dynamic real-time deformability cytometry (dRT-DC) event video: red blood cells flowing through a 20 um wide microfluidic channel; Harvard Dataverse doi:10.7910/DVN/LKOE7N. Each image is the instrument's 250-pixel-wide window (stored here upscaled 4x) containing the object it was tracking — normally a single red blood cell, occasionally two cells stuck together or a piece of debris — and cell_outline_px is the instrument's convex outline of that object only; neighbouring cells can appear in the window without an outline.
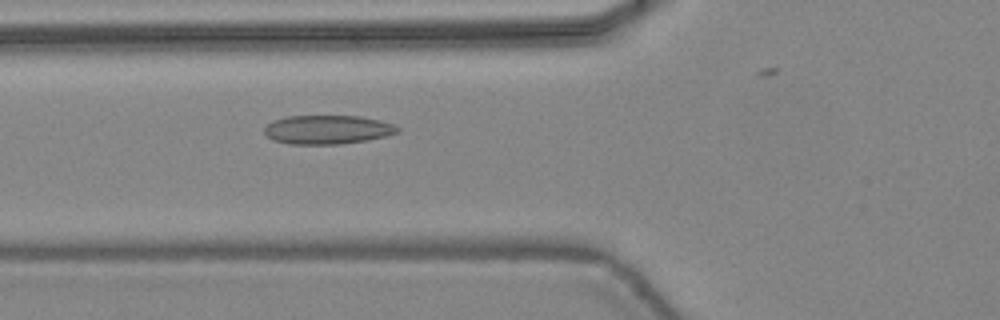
{"species": "common noctule bat (a hibernating species)", "species_latin": "Nyctalus noctula", "temperature_condition": "warm", "stored_images_in_passage": 34, "camera_frame_rate_fps": 3000, "um_per_image_px": 0.085, "animal": {"sex": "female", "body_mass_g": 24.6, "forearm_length_mm": 56.2}, "frame": {"image": 1, "passage_image": 13, "time_ms": 4.0, "image_size_px": [1000, 320], "cell_outline_px": [[400, 132], [368, 140], [340, 144], [288, 144], [272, 140], [264, 132], [264, 128], [272, 120], [288, 116], [360, 116], [380, 120], [392, 124], [400, 128]], "centroid_in_image_um": [27.83, 11.02], "position_along_channel_um": 98.0, "area_um2": 22.48}}
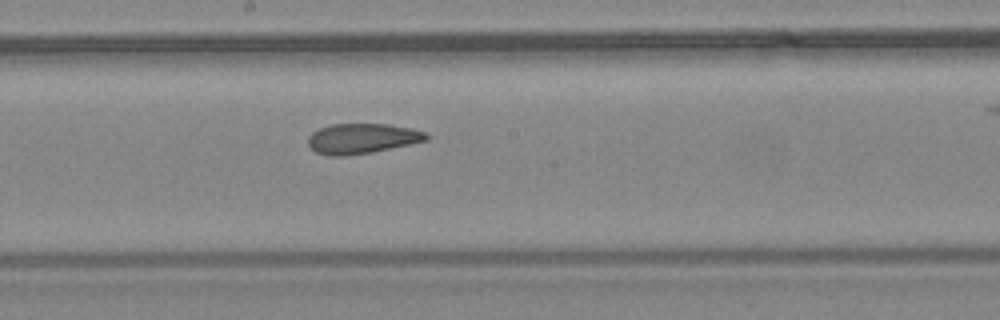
{"frame": {"image": 2, "passage_image": 21, "time_ms": 6.667, "image_size_px": [1000, 320], "cell_outline_px": [[428, 140], [372, 152], [344, 156], [328, 156], [316, 152], [308, 144], [308, 136], [312, 132], [320, 128], [332, 124], [388, 124], [412, 128], [428, 132]], "centroid_in_image_um": [30.78, 11.77], "position_along_channel_um": 217.4, "area_um2": 20.81}}
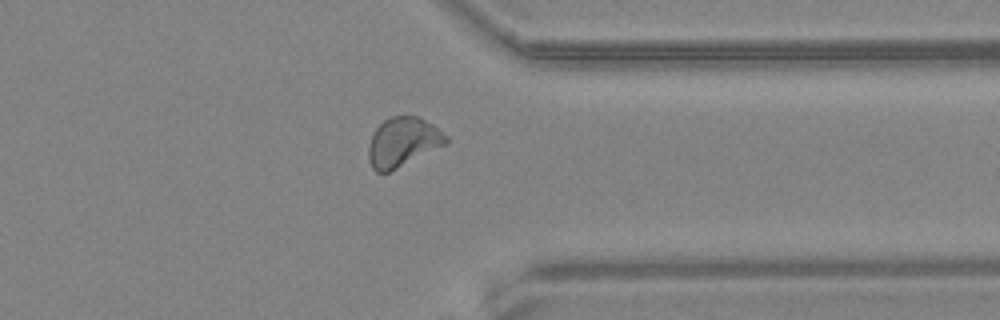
{"frame": {"image": 3, "passage_image": 32, "time_ms": 10.333, "image_size_px": [1000, 320], "cell_outline_px": [[448, 144], [388, 172], [376, 172], [372, 168], [368, 160], [368, 144], [372, 132], [384, 120], [392, 116], [420, 116], [432, 124], [448, 136]], "centroid_in_image_um": [34.24, 12.07], "position_along_channel_um": 377.2, "area_um2": 22.43}}